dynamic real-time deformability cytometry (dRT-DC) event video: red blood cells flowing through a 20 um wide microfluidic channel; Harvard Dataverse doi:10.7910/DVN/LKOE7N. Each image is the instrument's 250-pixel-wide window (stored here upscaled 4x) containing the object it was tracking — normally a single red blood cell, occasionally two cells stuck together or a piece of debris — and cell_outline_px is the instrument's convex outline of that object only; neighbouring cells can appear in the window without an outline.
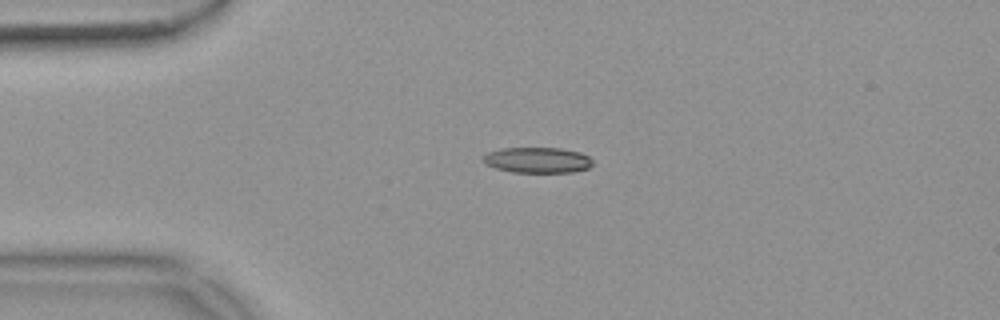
{"species": "common noctule bat (a hibernating species)", "species_latin": "Nyctalus noctula", "temperature_condition": "warm", "stored_images_in_passage": 43, "camera_frame_rate_fps": 3000, "um_per_image_px": 0.085, "animal": {"sex": "female", "body_mass_g": 18.4}, "frame": {"image": 1, "passage_image": 1, "time_ms": 0.0, "image_size_px": [1000, 320], "cell_outline_px": [[592, 164], [588, 168], [572, 172], [512, 172], [496, 168], [488, 164], [484, 160], [484, 156], [488, 152], [500, 148], [560, 148], [580, 152], [588, 156], [592, 160]], "centroid_in_image_um": [45.71, 13.6], "position_along_channel_um": 39.3, "area_um2": 16.18}}
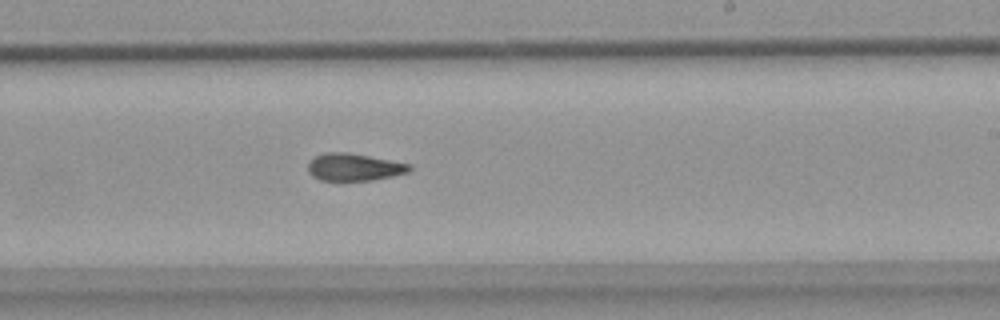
{"frame": {"image": 2, "passage_image": 21, "time_ms": 6.667, "image_size_px": [1000, 320], "cell_outline_px": [[412, 168], [408, 172], [392, 176], [372, 180], [320, 180], [312, 176], [308, 172], [308, 164], [316, 156], [324, 152], [348, 152], [412, 164]], "centroid_in_image_um": [30.1, 14.2], "position_along_channel_um": 258.9, "area_um2": 16.13}}
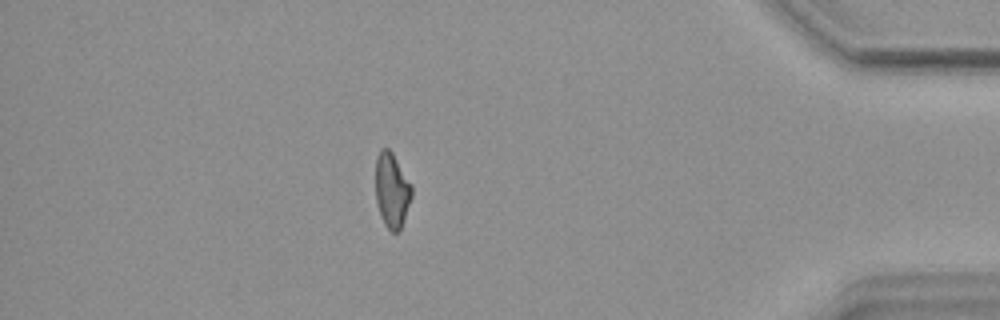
{"frame": {"image": 3, "passage_image": 36, "time_ms": 11.667, "image_size_px": [1000, 320], "cell_outline_px": [[412, 196], [400, 228], [396, 232], [392, 232], [384, 224], [380, 216], [376, 200], [376, 156], [380, 148], [388, 148], [392, 152], [412, 184]], "centroid_in_image_um": [33.3, 16.13], "position_along_channel_um": 401.9, "area_um2": 15.72}, "authors_computed_cell_mechanics": {"area_um2": 16.5308, "velocity_mm_per_s": 3.715, "shape_relaxation_time_tau1_ms": null, "shape_relaxation_time_tau2_ms": 6.6253, "deformation_change_tau1": null, "deformation_change_tau2": 0.155}}